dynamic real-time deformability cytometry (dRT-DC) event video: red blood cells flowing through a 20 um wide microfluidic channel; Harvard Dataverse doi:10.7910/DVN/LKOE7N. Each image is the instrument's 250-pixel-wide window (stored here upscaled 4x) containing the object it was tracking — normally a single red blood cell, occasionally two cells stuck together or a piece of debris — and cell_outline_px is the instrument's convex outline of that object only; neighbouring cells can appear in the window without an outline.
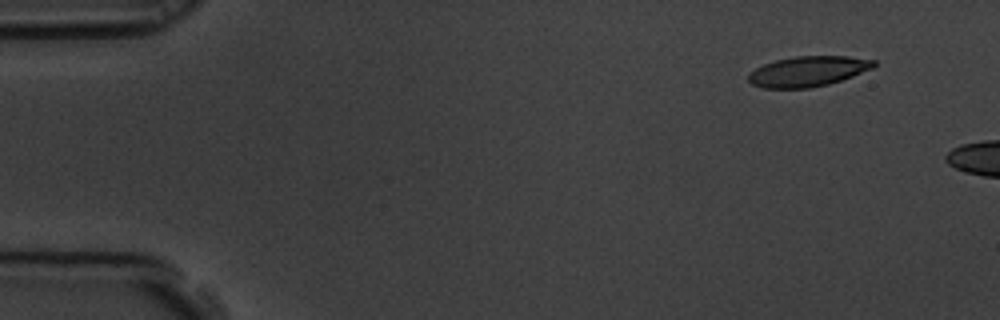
{"species": "common noctule bat (a hibernating species)", "species_latin": "Nyctalus noctula", "temperature_condition": "room temperature", "stored_images_in_passage": 8, "camera_frame_rate_fps": 3000, "um_per_image_px": 0.085, "animal": {"sex": "male", "body_mass_g": 19.5, "forearm_length_mm": 54.6}, "frame": {"image": 1, "passage_image": 1, "time_ms": 0.0, "image_size_px": [1000, 320], "cell_outline_px": [[876, 64], [872, 68], [852, 76], [828, 84], [808, 88], [764, 88], [752, 84], [748, 80], [748, 72], [764, 64], [776, 60], [796, 56], [848, 56], [876, 60]], "centroid_in_image_um": [68.66, 6.06], "position_along_channel_um": 16.3, "area_um2": 22.02}}